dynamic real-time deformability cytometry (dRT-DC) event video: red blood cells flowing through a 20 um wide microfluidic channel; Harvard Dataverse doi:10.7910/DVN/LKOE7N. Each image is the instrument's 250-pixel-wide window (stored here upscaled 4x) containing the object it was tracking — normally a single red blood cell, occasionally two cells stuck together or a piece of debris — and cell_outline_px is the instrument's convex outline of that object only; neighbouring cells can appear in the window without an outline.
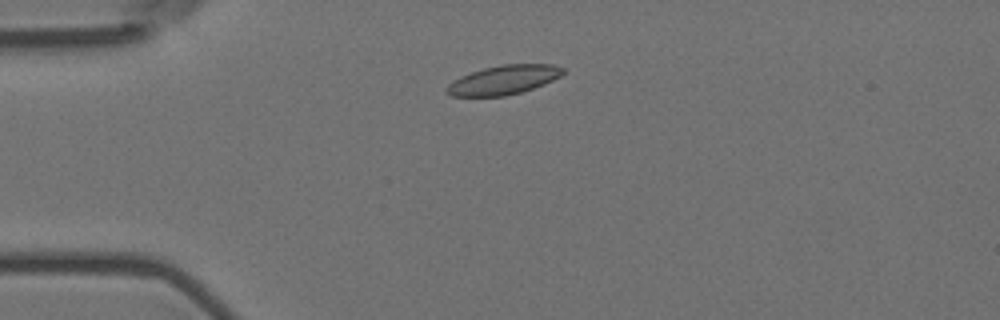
{"species": "Egyptian fruit bat (a non-hibernating species)", "species_latin": "Rousettus aegyptiacus", "temperature_condition": "room temperature", "stored_images_in_passage": 3, "camera_frame_rate_fps": 3000, "um_per_image_px": 0.085, "animal": {"sex": "female"}, "frame": {"image": 1, "passage_image": 2, "time_ms": 0.333, "image_size_px": [1000, 320], "cell_outline_px": [[564, 72], [560, 76], [544, 84], [520, 92], [504, 96], [452, 96], [444, 92], [444, 88], [448, 84], [460, 76], [484, 68], [504, 64], [552, 64], [564, 68]], "centroid_in_image_um": [42.77, 6.79], "position_along_channel_um": 42.2, "area_um2": 19.65}}